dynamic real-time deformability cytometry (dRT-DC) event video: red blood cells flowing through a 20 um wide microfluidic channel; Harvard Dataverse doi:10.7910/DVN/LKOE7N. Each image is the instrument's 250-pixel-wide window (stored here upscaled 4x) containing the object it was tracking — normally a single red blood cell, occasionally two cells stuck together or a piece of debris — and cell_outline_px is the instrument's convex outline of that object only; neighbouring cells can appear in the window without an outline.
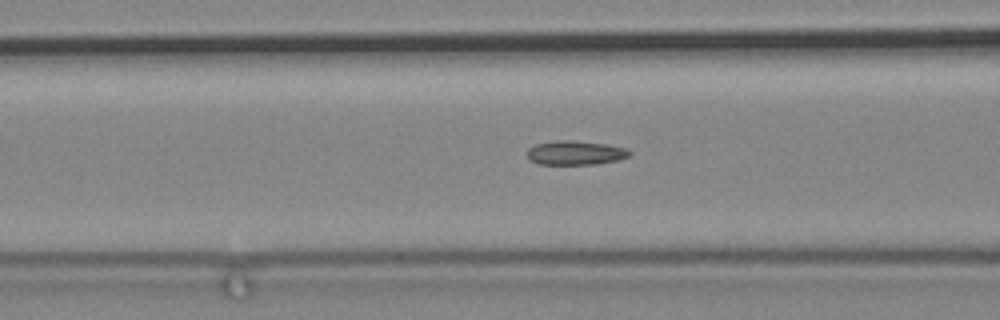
{"species": "common noctule bat (a hibernating species)", "species_latin": "Nyctalus noctula", "temperature_condition": "cold", "stored_images_in_passage": 53, "camera_frame_rate_fps": 3000, "um_per_image_px": 0.085, "animal": {"sex": "male", "body_mass_g": 19.2, "forearm_length_mm": 51.8}, "frame": {"image": 1, "passage_image": 12, "time_ms": 3.667, "image_size_px": [1000, 320], "cell_outline_px": [[632, 152], [628, 156], [616, 160], [596, 164], [540, 164], [532, 160], [528, 156], [528, 148], [536, 144], [556, 140], [572, 140], [604, 144], [628, 148]], "centroid_in_image_um": [48.92, 12.98], "position_along_channel_um": 117.7, "area_um2": 14.22}}
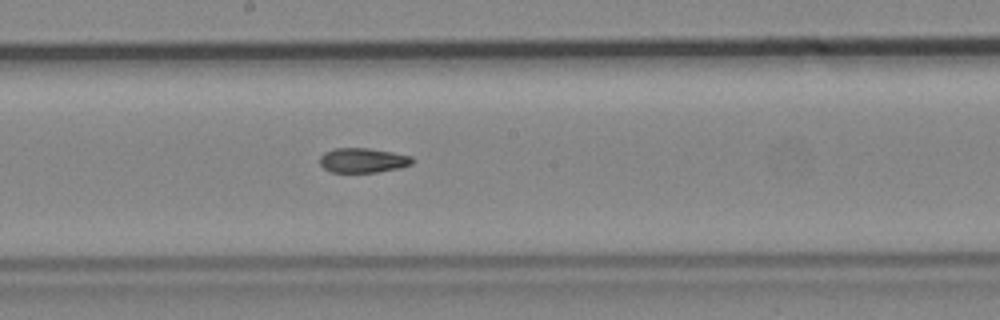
{"frame": {"image": 2, "passage_image": 22, "time_ms": 7.0, "image_size_px": [1000, 320], "cell_outline_px": [[416, 160], [412, 164], [400, 168], [376, 172], [332, 172], [324, 168], [320, 164], [320, 156], [324, 152], [332, 148], [368, 148], [392, 152], [412, 156]], "centroid_in_image_um": [30.86, 13.62], "position_along_channel_um": 217.3, "area_um2": 13.41}}
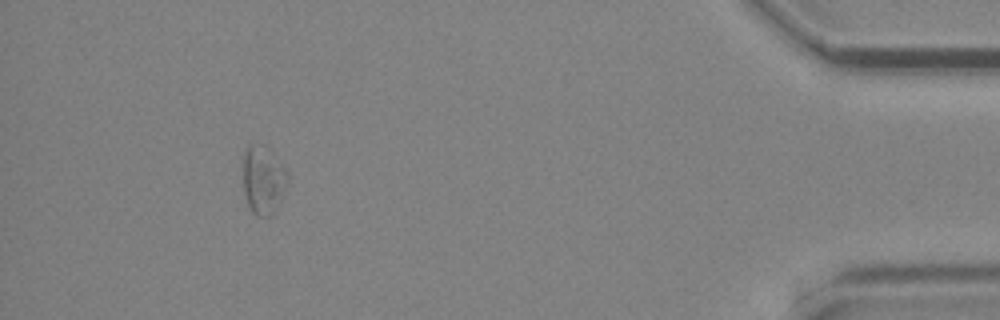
{"frame": {"image": 3, "passage_image": 48, "time_ms": 15.667, "image_size_px": [1000, 320], "cell_outline_px": [[288, 184], [276, 208], [268, 216], [256, 216], [252, 212], [248, 204], [244, 192], [244, 148], [248, 144], [264, 144], [268, 148], [288, 172]], "centroid_in_image_um": [22.38, 15.26], "position_along_channel_um": 412.8, "area_um2": 17.69}}